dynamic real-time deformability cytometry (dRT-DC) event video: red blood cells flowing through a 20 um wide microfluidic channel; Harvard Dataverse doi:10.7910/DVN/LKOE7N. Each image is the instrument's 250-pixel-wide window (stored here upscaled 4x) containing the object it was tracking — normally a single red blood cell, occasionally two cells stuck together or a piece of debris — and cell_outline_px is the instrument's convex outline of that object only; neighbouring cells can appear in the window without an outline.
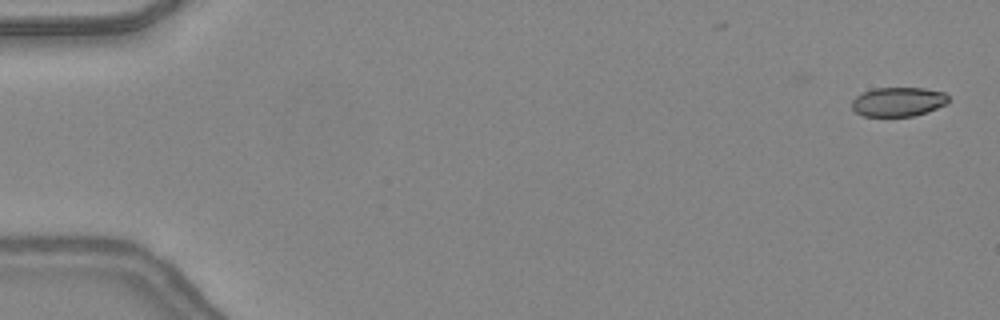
{"species": "common noctule bat (a hibernating species)", "species_latin": "Nyctalus noctula", "temperature_condition": "warm", "stored_images_in_passage": 12, "camera_frame_rate_fps": 3000, "um_per_image_px": 0.085, "animal": {"sex": "female", "body_mass_g": 24.6, "forearm_length_mm": 56.2}, "frame": {"image": 1, "passage_image": 2, "time_ms": 0.333, "image_size_px": [1000, 320], "cell_outline_px": [[948, 104], [928, 112], [912, 116], [864, 116], [856, 112], [852, 108], [852, 100], [856, 96], [872, 88], [924, 88], [944, 92], [948, 96]], "centroid_in_image_um": [76.37, 8.65], "position_along_channel_um": 8.6, "area_um2": 16.53}}